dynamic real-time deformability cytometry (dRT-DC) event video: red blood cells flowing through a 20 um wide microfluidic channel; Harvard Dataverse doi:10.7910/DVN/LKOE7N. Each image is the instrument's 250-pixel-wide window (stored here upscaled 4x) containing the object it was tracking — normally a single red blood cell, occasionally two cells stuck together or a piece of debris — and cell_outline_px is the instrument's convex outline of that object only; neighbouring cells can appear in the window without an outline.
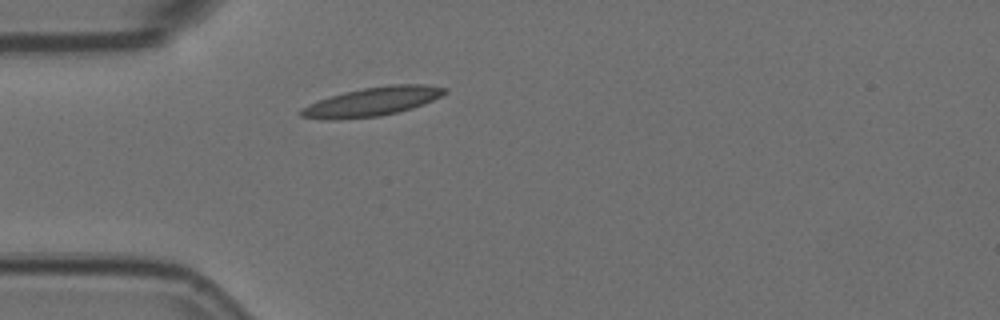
{"species": "Egyptian fruit bat (a non-hibernating species)", "species_latin": "Rousettus aegyptiacus", "temperature_condition": "room temperature", "stored_images_in_passage": 1, "camera_frame_rate_fps": 3000, "um_per_image_px": 0.085, "animal": {"sex": "female"}, "frame": {"image": 1, "passage_image": 1, "time_ms": 0.0, "image_size_px": [1000, 320], "cell_outline_px": [[448, 92], [424, 104], [412, 108], [380, 116], [336, 120], [324, 120], [300, 116], [296, 112], [300, 108], [308, 104], [344, 92], [364, 88], [388, 84], [424, 84], [448, 88]], "centroid_in_image_um": [31.61, 8.64], "position_along_channel_um": 53.4, "area_um2": 24.28}}